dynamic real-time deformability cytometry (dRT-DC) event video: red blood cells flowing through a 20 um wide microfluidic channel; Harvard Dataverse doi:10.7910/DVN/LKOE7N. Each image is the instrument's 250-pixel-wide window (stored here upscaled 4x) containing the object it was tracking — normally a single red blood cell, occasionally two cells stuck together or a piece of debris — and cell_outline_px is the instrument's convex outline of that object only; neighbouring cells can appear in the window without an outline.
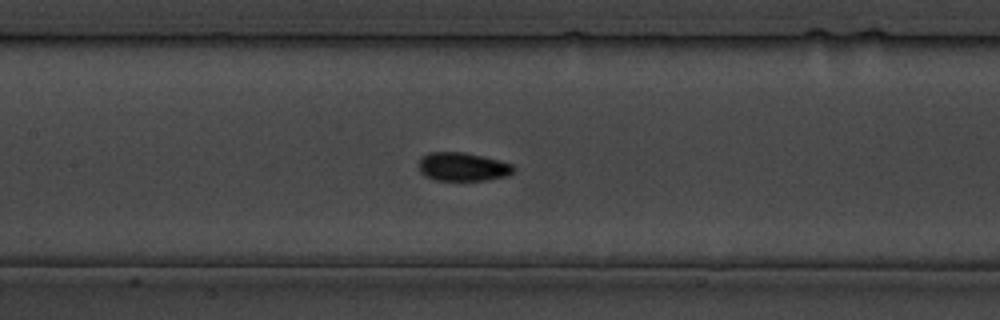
{"species": "common noctule bat (a hibernating species)", "species_latin": "Nyctalus noctula", "temperature_condition": "cold", "stored_images_in_passage": 29, "segment_of_instrument_passage": [1, 2], "camera_frame_rate_fps": 3000, "um_per_image_px": 0.085, "animal": {"sex": "male", "body_mass_g": 19.5, "forearm_length_mm": 54.6}, "frame": {"image": 1, "passage_image": 9, "time_ms": 9.333, "image_size_px": [1000, 320], "cell_outline_px": [[516, 168], [508, 176], [484, 180], [436, 180], [424, 176], [420, 172], [420, 160], [428, 152], [464, 152], [500, 160], [512, 164]], "centroid_in_image_um": [39.35, 14.18], "position_along_channel_um": 168.0, "area_um2": 15.72}}
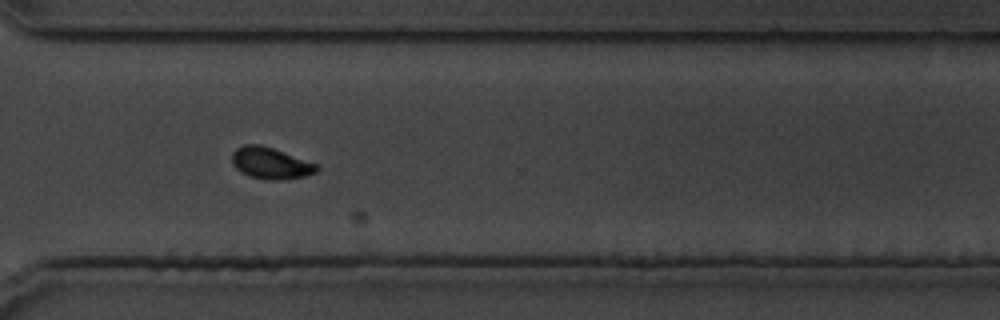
{"frame": {"image": 2, "passage_image": 19, "time_ms": 21.333, "image_size_px": [1000, 320], "cell_outline_px": [[320, 168], [316, 172], [304, 176], [276, 180], [264, 180], [248, 176], [240, 172], [232, 164], [232, 152], [236, 148], [244, 144], [260, 144], [272, 148], [316, 164]], "centroid_in_image_um": [22.94, 13.87], "position_along_channel_um": 347.7, "area_um2": 15.49}}
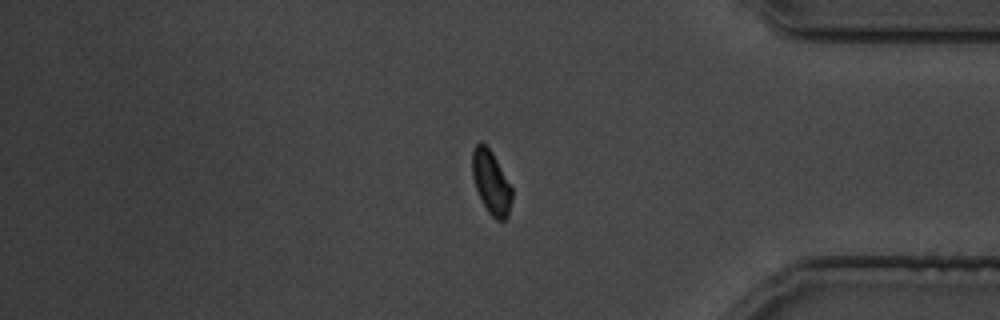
{"frame": {"image": 3, "passage_image": 22, "time_ms": 25.667, "image_size_px": [1000, 320], "cell_outline_px": [[512, 200], [508, 216], [504, 220], [496, 220], [488, 212], [476, 188], [472, 176], [472, 148], [480, 140], [492, 152], [512, 188]], "centroid_in_image_um": [41.74, 15.49], "position_along_channel_um": 393.5, "area_um2": 14.57}}